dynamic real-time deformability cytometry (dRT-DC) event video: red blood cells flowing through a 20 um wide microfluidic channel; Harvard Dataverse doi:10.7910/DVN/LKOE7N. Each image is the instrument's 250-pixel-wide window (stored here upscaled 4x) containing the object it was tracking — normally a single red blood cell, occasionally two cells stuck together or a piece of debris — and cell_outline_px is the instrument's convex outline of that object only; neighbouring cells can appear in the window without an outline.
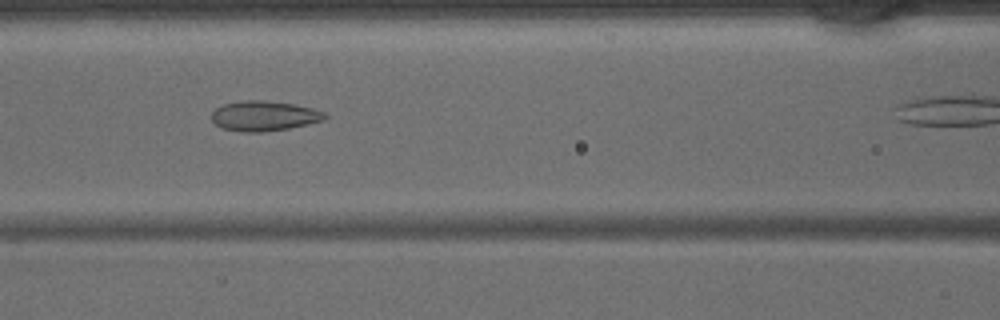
{"species": "common noctule bat (a hibernating species)", "species_latin": "Nyctalus noctula", "temperature_condition": "warm", "stored_images_in_passage": 16, "camera_frame_rate_fps": 3000, "um_per_image_px": 0.085, "animal": {"sex": "male", "body_mass_g": 15.6}, "frame": {"image": 1, "passage_image": 10, "time_ms": 3.0, "image_size_px": [1000, 320], "cell_outline_px": [[328, 116], [324, 120], [288, 128], [260, 132], [244, 132], [224, 128], [216, 124], [212, 120], [212, 112], [216, 108], [224, 104], [240, 100], [264, 100], [296, 104], [312, 108], [324, 112]], "centroid_in_image_um": [22.45, 9.83], "position_along_channel_um": 144.1, "area_um2": 19.71}}
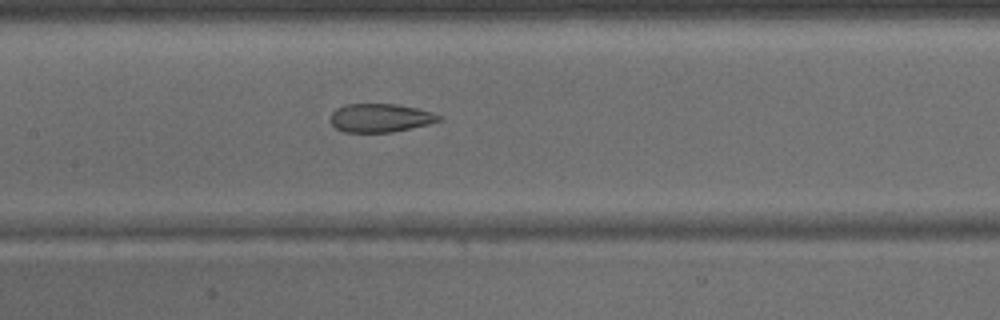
{"frame": {"image": 2, "passage_image": 12, "time_ms": 3.667, "image_size_px": [1000, 320], "cell_outline_px": [[444, 120], [428, 124], [392, 132], [344, 132], [336, 128], [332, 124], [332, 112], [336, 108], [344, 104], [396, 104], [416, 108], [432, 112], [444, 116]], "centroid_in_image_um": [32.37, 10.02], "position_along_channel_um": 175.0, "area_um2": 18.03}}
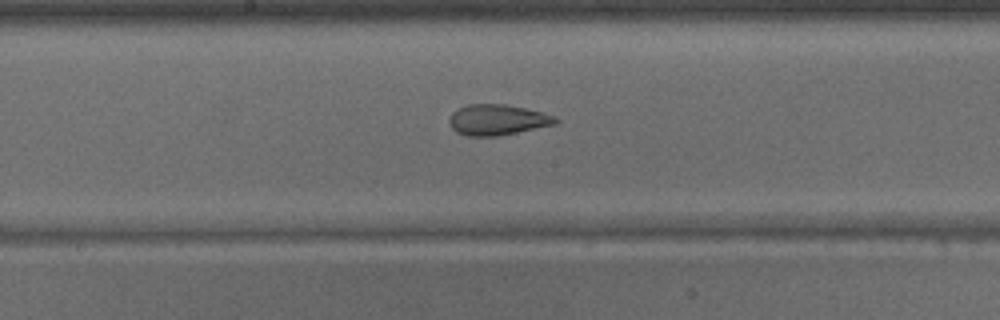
{"frame": {"image": 3, "passage_image": 14, "time_ms": 4.333, "image_size_px": [1000, 320], "cell_outline_px": [[560, 120], [556, 124], [496, 136], [468, 136], [456, 132], [452, 128], [448, 120], [452, 112], [456, 108], [468, 104], [504, 104], [524, 108], [556, 116]], "centroid_in_image_um": [42.25, 10.18], "position_along_channel_um": 206.0, "area_um2": 18.96}}